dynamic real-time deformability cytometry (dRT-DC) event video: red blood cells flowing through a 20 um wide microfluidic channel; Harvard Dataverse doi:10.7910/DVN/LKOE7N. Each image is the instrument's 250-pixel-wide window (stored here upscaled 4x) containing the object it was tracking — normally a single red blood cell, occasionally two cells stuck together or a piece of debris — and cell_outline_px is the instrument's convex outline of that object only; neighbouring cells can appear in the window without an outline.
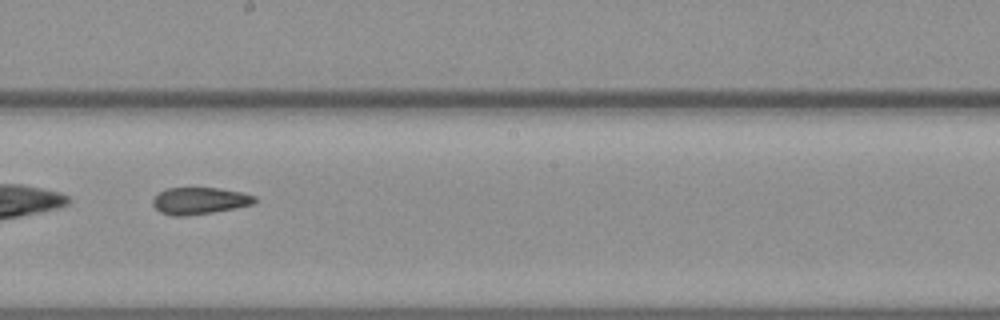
{"species": "common noctule bat (a hibernating species)", "species_latin": "Nyctalus noctula", "temperature_condition": "warm", "stored_images_in_passage": 32, "camera_frame_rate_fps": 3000, "um_per_image_px": 0.085, "animal": {"sex": "female", "body_mass_g": 19.3, "forearm_length_mm": 54.1}, "frame": {"image": 1, "passage_image": 14, "time_ms": 4.333, "image_size_px": [1000, 320], "cell_outline_px": [[256, 204], [212, 212], [184, 216], [172, 216], [160, 212], [152, 204], [152, 200], [160, 192], [168, 188], [220, 188], [240, 192], [256, 196]], "centroid_in_image_um": [16.98, 17.07], "position_along_channel_um": 231.2, "area_um2": 15.9}}